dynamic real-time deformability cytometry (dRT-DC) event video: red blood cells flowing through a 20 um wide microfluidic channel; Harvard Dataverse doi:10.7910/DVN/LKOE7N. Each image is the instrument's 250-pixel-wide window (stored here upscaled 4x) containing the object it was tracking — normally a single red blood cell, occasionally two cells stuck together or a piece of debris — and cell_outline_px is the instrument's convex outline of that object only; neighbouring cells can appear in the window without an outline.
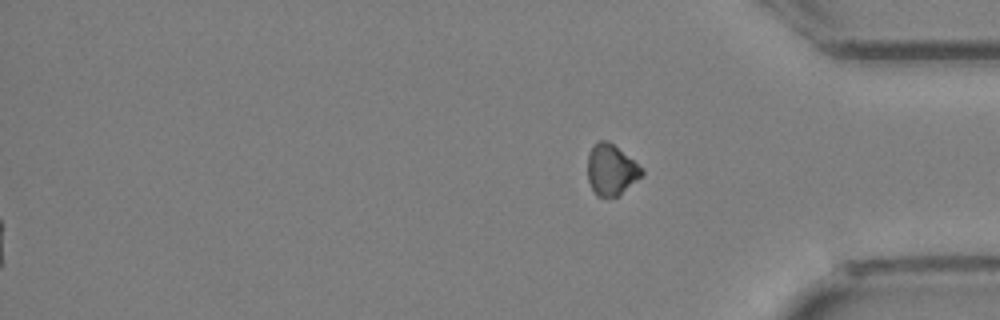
{"species": "Egyptian fruit bat (a non-hibernating species)", "species_latin": "Rousettus aegyptiacus", "temperature_condition": "cold", "stored_images_in_passage": 28, "segment_of_instrument_passage": [2, 2], "camera_frame_rate_fps": 3000, "um_per_image_px": 0.085, "animal": {"sex": "female"}, "frame": {"image": 1, "passage_image": 28, "time_ms": 9.0, "image_size_px": [1000, 320], "cell_outline_px": [[644, 172], [640, 176], [616, 196], [596, 196], [588, 180], [588, 156], [596, 140], [608, 140], [644, 168]], "centroid_in_image_um": [51.93, 14.39], "position_along_channel_um": 383.3, "area_um2": 15.72}}